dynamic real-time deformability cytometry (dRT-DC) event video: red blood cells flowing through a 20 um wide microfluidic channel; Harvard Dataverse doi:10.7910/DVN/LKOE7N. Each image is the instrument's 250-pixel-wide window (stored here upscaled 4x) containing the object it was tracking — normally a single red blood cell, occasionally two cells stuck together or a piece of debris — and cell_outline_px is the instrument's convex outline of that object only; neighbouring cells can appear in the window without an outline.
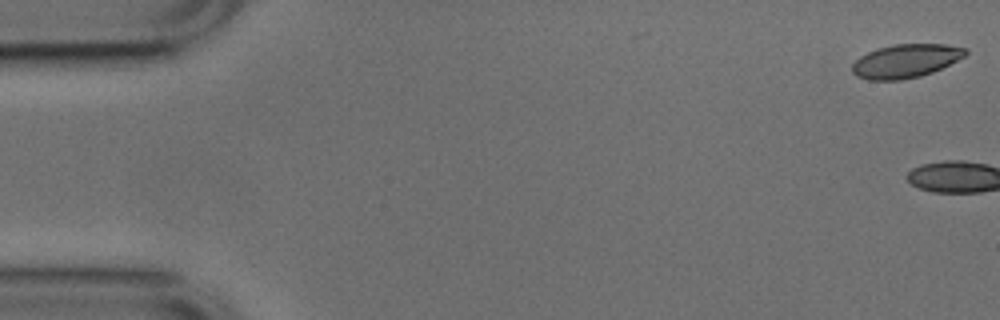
{"species": "common noctule bat (a hibernating species)", "species_latin": "Nyctalus noctula", "temperature_condition": "cold", "stored_images_in_passage": 3, "camera_frame_rate_fps": 3000, "um_per_image_px": 0.085, "animal": {"sex": "male", "body_mass_g": 17.9, "forearm_length_mm": 54.2}, "frame": {"image": 1, "passage_image": 1, "time_ms": 0.0, "image_size_px": [1000, 320], "cell_outline_px": [[968, 52], [964, 56], [932, 72], [920, 76], [900, 80], [868, 80], [856, 76], [852, 72], [852, 64], [860, 56], [876, 48], [896, 44], [944, 44], [968, 48]], "centroid_in_image_um": [76.95, 5.18], "position_along_channel_um": 8.0, "area_um2": 22.08}}